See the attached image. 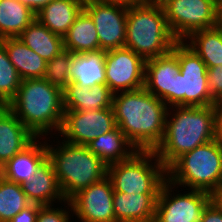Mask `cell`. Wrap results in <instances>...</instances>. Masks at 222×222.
Wrapping results in <instances>:
<instances>
[{"instance_id":"obj_6","label":"cell","mask_w":222,"mask_h":222,"mask_svg":"<svg viewBox=\"0 0 222 222\" xmlns=\"http://www.w3.org/2000/svg\"><path fill=\"white\" fill-rule=\"evenodd\" d=\"M167 179L212 195L222 184V143L214 139L183 154L167 169Z\"/></svg>"},{"instance_id":"obj_41","label":"cell","mask_w":222,"mask_h":222,"mask_svg":"<svg viewBox=\"0 0 222 222\" xmlns=\"http://www.w3.org/2000/svg\"><path fill=\"white\" fill-rule=\"evenodd\" d=\"M166 0H149V3H153V4H162L163 2H165Z\"/></svg>"},{"instance_id":"obj_29","label":"cell","mask_w":222,"mask_h":222,"mask_svg":"<svg viewBox=\"0 0 222 222\" xmlns=\"http://www.w3.org/2000/svg\"><path fill=\"white\" fill-rule=\"evenodd\" d=\"M30 204L20 184L0 176V222H8Z\"/></svg>"},{"instance_id":"obj_5","label":"cell","mask_w":222,"mask_h":222,"mask_svg":"<svg viewBox=\"0 0 222 222\" xmlns=\"http://www.w3.org/2000/svg\"><path fill=\"white\" fill-rule=\"evenodd\" d=\"M57 145L47 142V154L65 200L107 176V165L87 146L64 140Z\"/></svg>"},{"instance_id":"obj_17","label":"cell","mask_w":222,"mask_h":222,"mask_svg":"<svg viewBox=\"0 0 222 222\" xmlns=\"http://www.w3.org/2000/svg\"><path fill=\"white\" fill-rule=\"evenodd\" d=\"M35 138L7 106H0V167Z\"/></svg>"},{"instance_id":"obj_32","label":"cell","mask_w":222,"mask_h":222,"mask_svg":"<svg viewBox=\"0 0 222 222\" xmlns=\"http://www.w3.org/2000/svg\"><path fill=\"white\" fill-rule=\"evenodd\" d=\"M63 203H64L63 206H65V209L64 207L55 208L54 204L40 206L36 222H70L71 220L70 217H73V215L71 216V214H69L70 211L71 213L73 212L71 203L68 200L64 201ZM65 204H67V206Z\"/></svg>"},{"instance_id":"obj_22","label":"cell","mask_w":222,"mask_h":222,"mask_svg":"<svg viewBox=\"0 0 222 222\" xmlns=\"http://www.w3.org/2000/svg\"><path fill=\"white\" fill-rule=\"evenodd\" d=\"M10 62L22 80L44 78L46 61L28 48L18 37L1 39Z\"/></svg>"},{"instance_id":"obj_28","label":"cell","mask_w":222,"mask_h":222,"mask_svg":"<svg viewBox=\"0 0 222 222\" xmlns=\"http://www.w3.org/2000/svg\"><path fill=\"white\" fill-rule=\"evenodd\" d=\"M36 14L18 0H0V40L19 37Z\"/></svg>"},{"instance_id":"obj_34","label":"cell","mask_w":222,"mask_h":222,"mask_svg":"<svg viewBox=\"0 0 222 222\" xmlns=\"http://www.w3.org/2000/svg\"><path fill=\"white\" fill-rule=\"evenodd\" d=\"M40 206L39 204L31 203L8 222H36Z\"/></svg>"},{"instance_id":"obj_26","label":"cell","mask_w":222,"mask_h":222,"mask_svg":"<svg viewBox=\"0 0 222 222\" xmlns=\"http://www.w3.org/2000/svg\"><path fill=\"white\" fill-rule=\"evenodd\" d=\"M64 50L73 54L99 51V38L91 17L82 10L63 37Z\"/></svg>"},{"instance_id":"obj_35","label":"cell","mask_w":222,"mask_h":222,"mask_svg":"<svg viewBox=\"0 0 222 222\" xmlns=\"http://www.w3.org/2000/svg\"><path fill=\"white\" fill-rule=\"evenodd\" d=\"M200 222H222V209L212 200L206 206Z\"/></svg>"},{"instance_id":"obj_9","label":"cell","mask_w":222,"mask_h":222,"mask_svg":"<svg viewBox=\"0 0 222 222\" xmlns=\"http://www.w3.org/2000/svg\"><path fill=\"white\" fill-rule=\"evenodd\" d=\"M161 5L178 41H184L195 31L219 25L218 0H166Z\"/></svg>"},{"instance_id":"obj_16","label":"cell","mask_w":222,"mask_h":222,"mask_svg":"<svg viewBox=\"0 0 222 222\" xmlns=\"http://www.w3.org/2000/svg\"><path fill=\"white\" fill-rule=\"evenodd\" d=\"M39 139L41 140L42 137H36L21 152L2 165L0 176L20 185L27 182V179H30V176L48 158L47 141L41 142Z\"/></svg>"},{"instance_id":"obj_11","label":"cell","mask_w":222,"mask_h":222,"mask_svg":"<svg viewBox=\"0 0 222 222\" xmlns=\"http://www.w3.org/2000/svg\"><path fill=\"white\" fill-rule=\"evenodd\" d=\"M83 10L95 24L99 51L106 52L125 46L128 6L103 0H85Z\"/></svg>"},{"instance_id":"obj_36","label":"cell","mask_w":222,"mask_h":222,"mask_svg":"<svg viewBox=\"0 0 222 222\" xmlns=\"http://www.w3.org/2000/svg\"><path fill=\"white\" fill-rule=\"evenodd\" d=\"M216 113V139L222 143V101L215 105Z\"/></svg>"},{"instance_id":"obj_23","label":"cell","mask_w":222,"mask_h":222,"mask_svg":"<svg viewBox=\"0 0 222 222\" xmlns=\"http://www.w3.org/2000/svg\"><path fill=\"white\" fill-rule=\"evenodd\" d=\"M105 51L74 54L71 61V82L80 87L106 84Z\"/></svg>"},{"instance_id":"obj_33","label":"cell","mask_w":222,"mask_h":222,"mask_svg":"<svg viewBox=\"0 0 222 222\" xmlns=\"http://www.w3.org/2000/svg\"><path fill=\"white\" fill-rule=\"evenodd\" d=\"M208 90L216 102L222 101V65L207 68Z\"/></svg>"},{"instance_id":"obj_3","label":"cell","mask_w":222,"mask_h":222,"mask_svg":"<svg viewBox=\"0 0 222 222\" xmlns=\"http://www.w3.org/2000/svg\"><path fill=\"white\" fill-rule=\"evenodd\" d=\"M7 107L36 137L61 130L64 118L63 90L45 78L24 79ZM51 130V131H50Z\"/></svg>"},{"instance_id":"obj_7","label":"cell","mask_w":222,"mask_h":222,"mask_svg":"<svg viewBox=\"0 0 222 222\" xmlns=\"http://www.w3.org/2000/svg\"><path fill=\"white\" fill-rule=\"evenodd\" d=\"M107 176L114 192L159 194L167 169L154 151L138 150L129 159L108 165Z\"/></svg>"},{"instance_id":"obj_21","label":"cell","mask_w":222,"mask_h":222,"mask_svg":"<svg viewBox=\"0 0 222 222\" xmlns=\"http://www.w3.org/2000/svg\"><path fill=\"white\" fill-rule=\"evenodd\" d=\"M64 110H100L112 107L113 93L106 84L90 88L70 82L63 90Z\"/></svg>"},{"instance_id":"obj_20","label":"cell","mask_w":222,"mask_h":222,"mask_svg":"<svg viewBox=\"0 0 222 222\" xmlns=\"http://www.w3.org/2000/svg\"><path fill=\"white\" fill-rule=\"evenodd\" d=\"M85 0H51L36 13V19L51 32L64 37L81 13Z\"/></svg>"},{"instance_id":"obj_31","label":"cell","mask_w":222,"mask_h":222,"mask_svg":"<svg viewBox=\"0 0 222 222\" xmlns=\"http://www.w3.org/2000/svg\"><path fill=\"white\" fill-rule=\"evenodd\" d=\"M73 53L64 50L46 62L44 78L52 85L64 90L71 82V61Z\"/></svg>"},{"instance_id":"obj_14","label":"cell","mask_w":222,"mask_h":222,"mask_svg":"<svg viewBox=\"0 0 222 222\" xmlns=\"http://www.w3.org/2000/svg\"><path fill=\"white\" fill-rule=\"evenodd\" d=\"M113 186L108 176L80 190L69 201L80 222H116Z\"/></svg>"},{"instance_id":"obj_27","label":"cell","mask_w":222,"mask_h":222,"mask_svg":"<svg viewBox=\"0 0 222 222\" xmlns=\"http://www.w3.org/2000/svg\"><path fill=\"white\" fill-rule=\"evenodd\" d=\"M183 42L206 64L207 68L222 65V27L195 31Z\"/></svg>"},{"instance_id":"obj_2","label":"cell","mask_w":222,"mask_h":222,"mask_svg":"<svg viewBox=\"0 0 222 222\" xmlns=\"http://www.w3.org/2000/svg\"><path fill=\"white\" fill-rule=\"evenodd\" d=\"M214 139L215 105L172 106L167 111L163 140L154 152L168 169L183 154Z\"/></svg>"},{"instance_id":"obj_13","label":"cell","mask_w":222,"mask_h":222,"mask_svg":"<svg viewBox=\"0 0 222 222\" xmlns=\"http://www.w3.org/2000/svg\"><path fill=\"white\" fill-rule=\"evenodd\" d=\"M106 85L115 94L145 85V60L126 47L105 52Z\"/></svg>"},{"instance_id":"obj_1","label":"cell","mask_w":222,"mask_h":222,"mask_svg":"<svg viewBox=\"0 0 222 222\" xmlns=\"http://www.w3.org/2000/svg\"><path fill=\"white\" fill-rule=\"evenodd\" d=\"M116 126L137 150H152L162 142L168 106L145 87L113 94Z\"/></svg>"},{"instance_id":"obj_40","label":"cell","mask_w":222,"mask_h":222,"mask_svg":"<svg viewBox=\"0 0 222 222\" xmlns=\"http://www.w3.org/2000/svg\"><path fill=\"white\" fill-rule=\"evenodd\" d=\"M218 19L222 21V0H218Z\"/></svg>"},{"instance_id":"obj_24","label":"cell","mask_w":222,"mask_h":222,"mask_svg":"<svg viewBox=\"0 0 222 222\" xmlns=\"http://www.w3.org/2000/svg\"><path fill=\"white\" fill-rule=\"evenodd\" d=\"M87 148L97 155L107 166L129 159L138 150L116 126L88 143Z\"/></svg>"},{"instance_id":"obj_37","label":"cell","mask_w":222,"mask_h":222,"mask_svg":"<svg viewBox=\"0 0 222 222\" xmlns=\"http://www.w3.org/2000/svg\"><path fill=\"white\" fill-rule=\"evenodd\" d=\"M22 4L28 6L35 14L40 11L51 0H18Z\"/></svg>"},{"instance_id":"obj_19","label":"cell","mask_w":222,"mask_h":222,"mask_svg":"<svg viewBox=\"0 0 222 222\" xmlns=\"http://www.w3.org/2000/svg\"><path fill=\"white\" fill-rule=\"evenodd\" d=\"M158 194L114 192L116 222H154Z\"/></svg>"},{"instance_id":"obj_18","label":"cell","mask_w":222,"mask_h":222,"mask_svg":"<svg viewBox=\"0 0 222 222\" xmlns=\"http://www.w3.org/2000/svg\"><path fill=\"white\" fill-rule=\"evenodd\" d=\"M21 187L28 200L34 204L53 205L57 200L62 205V202L66 201L48 158L30 176V179H27V182L21 184Z\"/></svg>"},{"instance_id":"obj_12","label":"cell","mask_w":222,"mask_h":222,"mask_svg":"<svg viewBox=\"0 0 222 222\" xmlns=\"http://www.w3.org/2000/svg\"><path fill=\"white\" fill-rule=\"evenodd\" d=\"M115 127L112 107L86 111L65 110L59 136L70 144L86 146Z\"/></svg>"},{"instance_id":"obj_25","label":"cell","mask_w":222,"mask_h":222,"mask_svg":"<svg viewBox=\"0 0 222 222\" xmlns=\"http://www.w3.org/2000/svg\"><path fill=\"white\" fill-rule=\"evenodd\" d=\"M18 38L46 62L64 51L63 37L51 32L37 19Z\"/></svg>"},{"instance_id":"obj_30","label":"cell","mask_w":222,"mask_h":222,"mask_svg":"<svg viewBox=\"0 0 222 222\" xmlns=\"http://www.w3.org/2000/svg\"><path fill=\"white\" fill-rule=\"evenodd\" d=\"M21 77L10 62L4 46L0 43V106H7L15 97Z\"/></svg>"},{"instance_id":"obj_39","label":"cell","mask_w":222,"mask_h":222,"mask_svg":"<svg viewBox=\"0 0 222 222\" xmlns=\"http://www.w3.org/2000/svg\"><path fill=\"white\" fill-rule=\"evenodd\" d=\"M211 196L212 200L222 209V184Z\"/></svg>"},{"instance_id":"obj_8","label":"cell","mask_w":222,"mask_h":222,"mask_svg":"<svg viewBox=\"0 0 222 222\" xmlns=\"http://www.w3.org/2000/svg\"><path fill=\"white\" fill-rule=\"evenodd\" d=\"M171 51L180 66V73L174 78L173 106L216 105L208 90L206 64L183 41H178Z\"/></svg>"},{"instance_id":"obj_38","label":"cell","mask_w":222,"mask_h":222,"mask_svg":"<svg viewBox=\"0 0 222 222\" xmlns=\"http://www.w3.org/2000/svg\"><path fill=\"white\" fill-rule=\"evenodd\" d=\"M103 1L118 3L126 6L140 5L149 2V0H103Z\"/></svg>"},{"instance_id":"obj_10","label":"cell","mask_w":222,"mask_h":222,"mask_svg":"<svg viewBox=\"0 0 222 222\" xmlns=\"http://www.w3.org/2000/svg\"><path fill=\"white\" fill-rule=\"evenodd\" d=\"M173 188L177 187L168 179L163 183L156 201L154 222H200L212 201L211 194L191 189L175 195Z\"/></svg>"},{"instance_id":"obj_4","label":"cell","mask_w":222,"mask_h":222,"mask_svg":"<svg viewBox=\"0 0 222 222\" xmlns=\"http://www.w3.org/2000/svg\"><path fill=\"white\" fill-rule=\"evenodd\" d=\"M125 46L145 61L163 56L178 42L168 26L160 4L128 6Z\"/></svg>"},{"instance_id":"obj_15","label":"cell","mask_w":222,"mask_h":222,"mask_svg":"<svg viewBox=\"0 0 222 222\" xmlns=\"http://www.w3.org/2000/svg\"><path fill=\"white\" fill-rule=\"evenodd\" d=\"M180 73L177 56L169 53L145 62L144 87L155 97L162 100L168 107L173 106L174 78Z\"/></svg>"}]
</instances>
